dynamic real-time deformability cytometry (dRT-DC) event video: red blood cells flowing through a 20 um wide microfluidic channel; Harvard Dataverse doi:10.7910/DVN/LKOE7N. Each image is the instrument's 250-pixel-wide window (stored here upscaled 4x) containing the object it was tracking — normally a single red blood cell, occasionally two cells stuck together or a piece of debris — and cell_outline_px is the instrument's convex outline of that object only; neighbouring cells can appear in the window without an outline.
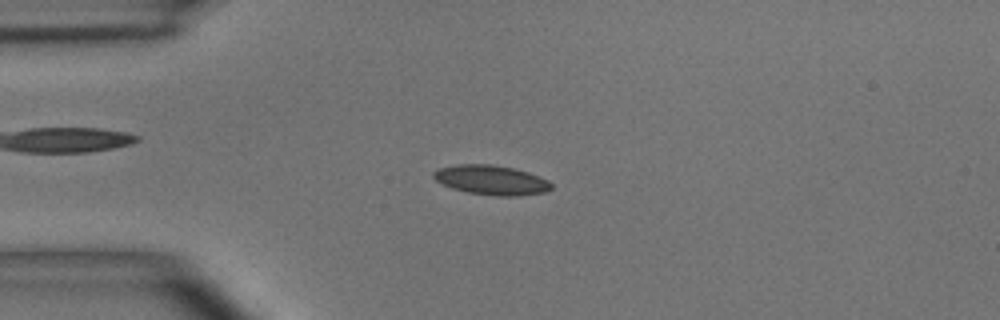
{"species": "common noctule bat (a hibernating species)", "species_latin": "Nyctalus noctula", "temperature_condition": "room temperature", "stored_images_in_passage": 4, "camera_frame_rate_fps": 3000, "um_per_image_px": 0.085, "animal": {"sex": "male", "body_mass_g": 15.6}, "frame": {"image": 1, "passage_image": 2, "time_ms": 1.333, "image_size_px": [1000, 320], "cell_outline_px": [[552, 188], [544, 192], [516, 196], [496, 196], [468, 192], [452, 188], [436, 180], [432, 176], [432, 172], [440, 168], [456, 164], [492, 164], [512, 168], [528, 172], [548, 180], [552, 184]], "centroid_in_image_um": [41.75, 15.3], "position_along_channel_um": 43.2, "area_um2": 20.17}}
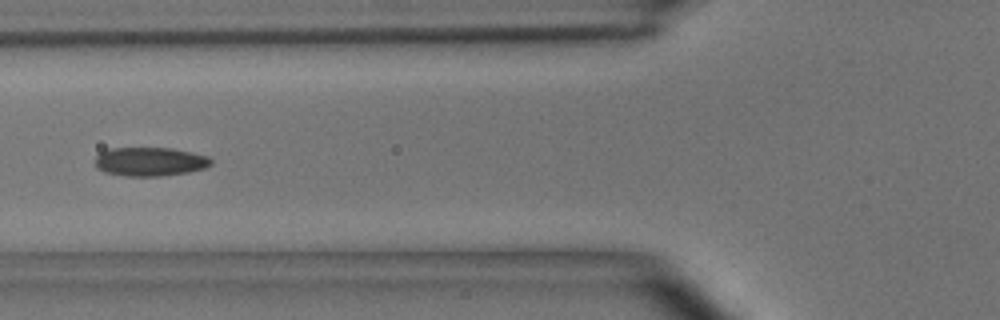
{"frame": {"image": 2, "passage_image": 4, "time_ms": 3.667, "image_size_px": [1000, 320], "cell_outline_px": [[212, 164], [204, 168], [188, 172], [160, 176], [124, 176], [104, 172], [96, 168], [96, 156], [100, 152], [108, 148], [172, 148], [192, 152], [208, 156], [212, 160]], "centroid_in_image_um": [12.74, 13.73], "position_along_channel_um": 113.1, "area_um2": 19.59}}